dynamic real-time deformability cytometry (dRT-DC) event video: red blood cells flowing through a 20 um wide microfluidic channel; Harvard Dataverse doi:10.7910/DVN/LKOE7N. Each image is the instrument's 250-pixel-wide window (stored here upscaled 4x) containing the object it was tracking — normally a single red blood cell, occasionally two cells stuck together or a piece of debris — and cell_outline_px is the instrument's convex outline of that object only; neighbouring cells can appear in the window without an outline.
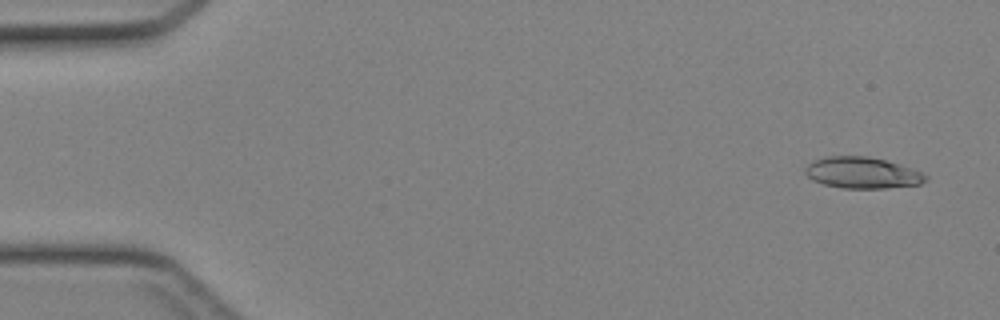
{"species": "Egyptian fruit bat (a non-hibernating species)", "species_latin": "Rousettus aegyptiacus", "temperature_condition": "cold", "stored_images_in_passage": 44, "camera_frame_rate_fps": 3000, "um_per_image_px": 0.085, "animal": {"sex": "female"}, "frame": {"image": 1, "passage_image": 2, "time_ms": 0.333, "image_size_px": [1000, 320], "cell_outline_px": [[928, 180], [920, 184], [884, 188], [844, 188], [824, 184], [812, 180], [804, 172], [804, 168], [808, 164], [816, 160], [828, 156], [868, 156], [884, 160], [920, 172], [928, 176]], "centroid_in_image_um": [73.26, 14.69], "position_along_channel_um": 11.7, "area_um2": 21.62}}
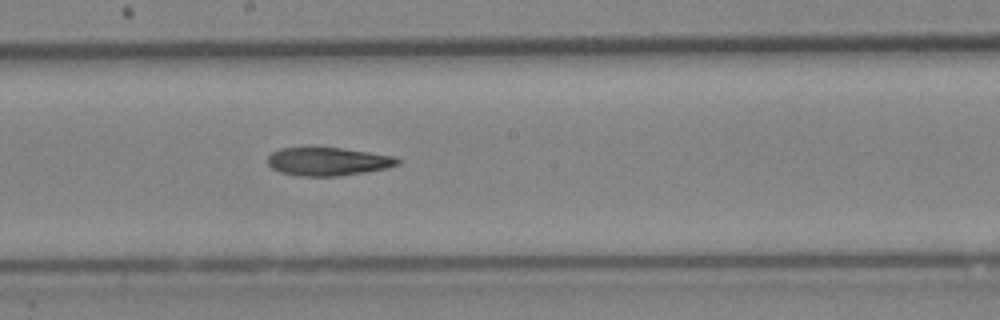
{"frame": {"image": 2, "passage_image": 24, "time_ms": 7.667, "image_size_px": [1000, 320], "cell_outline_px": [[400, 164], [388, 168], [340, 176], [300, 176], [280, 172], [272, 168], [268, 164], [268, 156], [272, 152], [280, 148], [308, 144], [344, 148], [392, 156], [400, 160]], "centroid_in_image_um": [27.81, 13.68], "position_along_channel_um": 220.4, "area_um2": 22.2}}
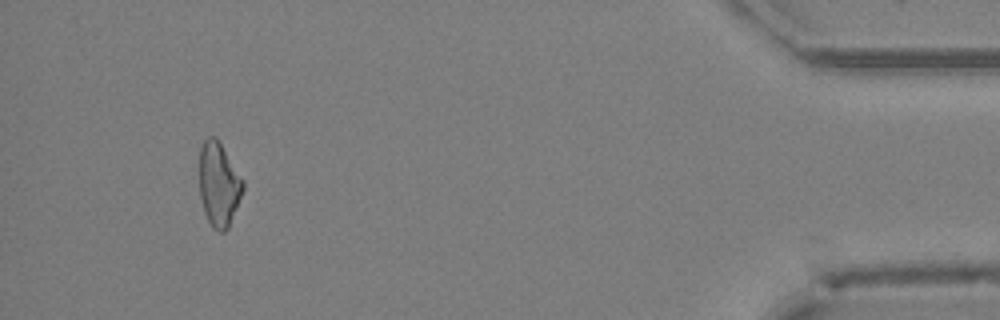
{"frame": {"image": 3, "passage_image": 41, "time_ms": 13.333, "image_size_px": [1000, 320], "cell_outline_px": [[244, 188], [228, 228], [224, 232], [220, 232], [212, 228], [204, 212], [200, 196], [200, 148], [204, 140], [208, 136], [216, 136], [244, 180]], "centroid_in_image_um": [18.6, 15.66], "position_along_channel_um": 416.6, "area_um2": 21.33}}